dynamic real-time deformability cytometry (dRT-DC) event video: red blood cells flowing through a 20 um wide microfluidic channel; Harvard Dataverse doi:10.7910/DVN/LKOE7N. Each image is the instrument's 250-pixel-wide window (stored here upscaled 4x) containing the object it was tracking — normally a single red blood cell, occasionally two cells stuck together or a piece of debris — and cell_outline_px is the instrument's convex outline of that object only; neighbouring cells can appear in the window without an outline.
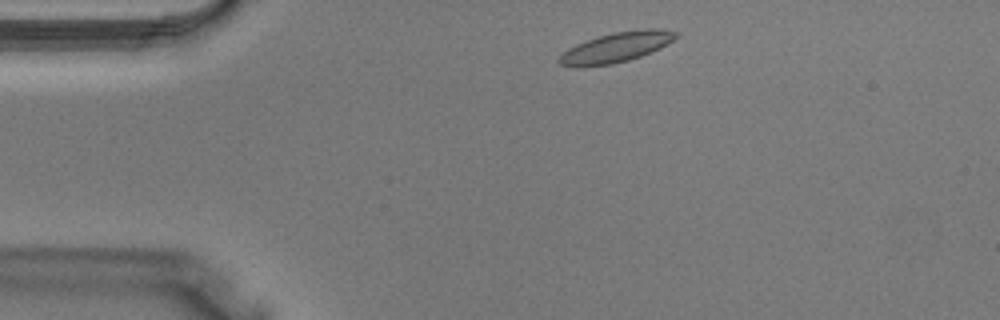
{"species": "Egyptian fruit bat (a non-hibernating species)", "species_latin": "Rousettus aegyptiacus", "temperature_condition": "warm", "stored_images_in_passage": 34, "camera_frame_rate_fps": 3000, "um_per_image_px": 0.085, "animal": {"sex": "male"}, "frame": {"image": 1, "passage_image": 2, "time_ms": 0.333, "image_size_px": [1000, 320], "cell_outline_px": [[680, 36], [660, 48], [640, 56], [628, 60], [612, 64], [580, 68], [572, 68], [560, 64], [556, 60], [568, 48], [576, 44], [612, 32], [640, 28], [656, 28], [680, 32]], "centroid_in_image_um": [52.38, 4.02], "position_along_channel_um": 32.6, "area_um2": 20.75}}
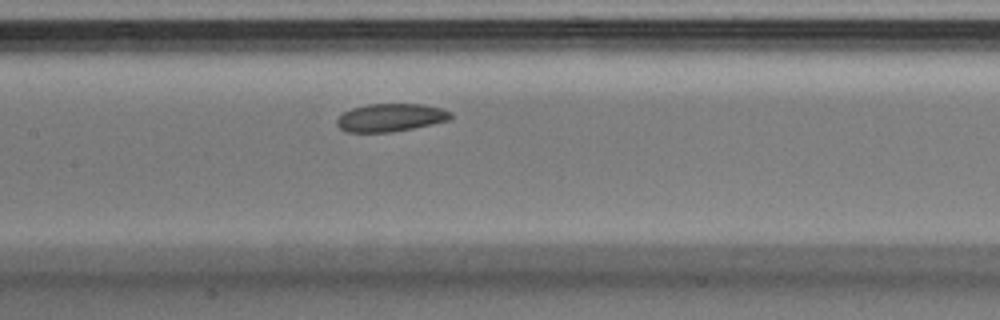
{"frame": {"image": 2, "passage_image": 13, "time_ms": 4.0, "image_size_px": [1000, 320], "cell_outline_px": [[452, 116], [448, 120], [432, 124], [392, 132], [344, 132], [336, 124], [336, 120], [344, 112], [352, 108], [368, 104], [420, 104], [440, 108], [452, 112]], "centroid_in_image_um": [33.17, 10.0], "position_along_channel_um": 174.2, "area_um2": 18.44}}
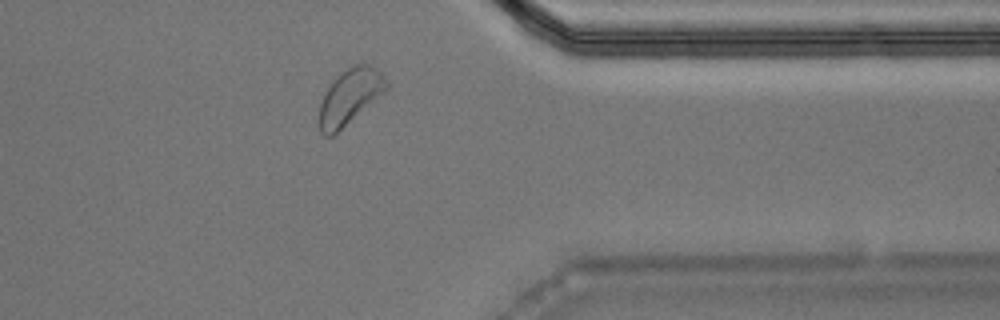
{"frame": {"image": 3, "passage_image": 26, "time_ms": 8.333, "image_size_px": [1000, 320], "cell_outline_px": [[388, 88], [384, 92], [332, 136], [324, 136], [320, 132], [320, 104], [324, 92], [328, 84], [336, 76], [352, 64], [368, 64], [376, 68], [388, 80]], "centroid_in_image_um": [29.72, 8.17], "position_along_channel_um": 381.7, "area_um2": 21.44}}